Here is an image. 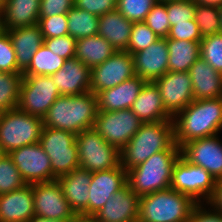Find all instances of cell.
<instances>
[{"mask_svg":"<svg viewBox=\"0 0 222 222\" xmlns=\"http://www.w3.org/2000/svg\"><path fill=\"white\" fill-rule=\"evenodd\" d=\"M172 120L174 141L179 147L194 139L221 134L222 98L193 100Z\"/></svg>","mask_w":222,"mask_h":222,"instance_id":"obj_1","label":"cell"},{"mask_svg":"<svg viewBox=\"0 0 222 222\" xmlns=\"http://www.w3.org/2000/svg\"><path fill=\"white\" fill-rule=\"evenodd\" d=\"M98 113L97 96L91 91L73 96H59L43 118L44 127L61 129L77 135L92 128Z\"/></svg>","mask_w":222,"mask_h":222,"instance_id":"obj_2","label":"cell"},{"mask_svg":"<svg viewBox=\"0 0 222 222\" xmlns=\"http://www.w3.org/2000/svg\"><path fill=\"white\" fill-rule=\"evenodd\" d=\"M173 120L143 123L120 150V165L127 171L163 150H174Z\"/></svg>","mask_w":222,"mask_h":222,"instance_id":"obj_3","label":"cell"},{"mask_svg":"<svg viewBox=\"0 0 222 222\" xmlns=\"http://www.w3.org/2000/svg\"><path fill=\"white\" fill-rule=\"evenodd\" d=\"M181 156L180 147L163 150L127 170V184L139 197L171 186L173 167Z\"/></svg>","mask_w":222,"mask_h":222,"instance_id":"obj_4","label":"cell"},{"mask_svg":"<svg viewBox=\"0 0 222 222\" xmlns=\"http://www.w3.org/2000/svg\"><path fill=\"white\" fill-rule=\"evenodd\" d=\"M197 203L171 187L139 198L138 222H187Z\"/></svg>","mask_w":222,"mask_h":222,"instance_id":"obj_5","label":"cell"},{"mask_svg":"<svg viewBox=\"0 0 222 222\" xmlns=\"http://www.w3.org/2000/svg\"><path fill=\"white\" fill-rule=\"evenodd\" d=\"M43 119L18 108L0 113V144L6 154L25 145L39 142Z\"/></svg>","mask_w":222,"mask_h":222,"instance_id":"obj_6","label":"cell"},{"mask_svg":"<svg viewBox=\"0 0 222 222\" xmlns=\"http://www.w3.org/2000/svg\"><path fill=\"white\" fill-rule=\"evenodd\" d=\"M39 144L50 158L52 181L79 167L76 135L72 132L43 127Z\"/></svg>","mask_w":222,"mask_h":222,"instance_id":"obj_7","label":"cell"},{"mask_svg":"<svg viewBox=\"0 0 222 222\" xmlns=\"http://www.w3.org/2000/svg\"><path fill=\"white\" fill-rule=\"evenodd\" d=\"M79 167L89 172L109 170L120 165V150L108 144L92 127L76 135Z\"/></svg>","mask_w":222,"mask_h":222,"instance_id":"obj_8","label":"cell"},{"mask_svg":"<svg viewBox=\"0 0 222 222\" xmlns=\"http://www.w3.org/2000/svg\"><path fill=\"white\" fill-rule=\"evenodd\" d=\"M215 178L203 167L186 161L182 156L173 167L171 188L190 196L196 203H208L214 194Z\"/></svg>","mask_w":222,"mask_h":222,"instance_id":"obj_9","label":"cell"},{"mask_svg":"<svg viewBox=\"0 0 222 222\" xmlns=\"http://www.w3.org/2000/svg\"><path fill=\"white\" fill-rule=\"evenodd\" d=\"M59 96L51 76L23 75L17 108L43 119Z\"/></svg>","mask_w":222,"mask_h":222,"instance_id":"obj_10","label":"cell"},{"mask_svg":"<svg viewBox=\"0 0 222 222\" xmlns=\"http://www.w3.org/2000/svg\"><path fill=\"white\" fill-rule=\"evenodd\" d=\"M142 124L131 109L98 111L94 128L108 144L121 150Z\"/></svg>","mask_w":222,"mask_h":222,"instance_id":"obj_11","label":"cell"},{"mask_svg":"<svg viewBox=\"0 0 222 222\" xmlns=\"http://www.w3.org/2000/svg\"><path fill=\"white\" fill-rule=\"evenodd\" d=\"M134 76L133 55L127 51H116L105 62L91 69L90 91L97 95Z\"/></svg>","mask_w":222,"mask_h":222,"instance_id":"obj_12","label":"cell"},{"mask_svg":"<svg viewBox=\"0 0 222 222\" xmlns=\"http://www.w3.org/2000/svg\"><path fill=\"white\" fill-rule=\"evenodd\" d=\"M32 187L35 216L73 222L76 214L65 199L57 180L33 183Z\"/></svg>","mask_w":222,"mask_h":222,"instance_id":"obj_13","label":"cell"},{"mask_svg":"<svg viewBox=\"0 0 222 222\" xmlns=\"http://www.w3.org/2000/svg\"><path fill=\"white\" fill-rule=\"evenodd\" d=\"M8 154L26 184L52 181L51 161L39 142L25 145Z\"/></svg>","mask_w":222,"mask_h":222,"instance_id":"obj_14","label":"cell"},{"mask_svg":"<svg viewBox=\"0 0 222 222\" xmlns=\"http://www.w3.org/2000/svg\"><path fill=\"white\" fill-rule=\"evenodd\" d=\"M222 139L218 134L194 139L180 147L181 156L193 165L203 167L215 180L222 179Z\"/></svg>","mask_w":222,"mask_h":222,"instance_id":"obj_15","label":"cell"},{"mask_svg":"<svg viewBox=\"0 0 222 222\" xmlns=\"http://www.w3.org/2000/svg\"><path fill=\"white\" fill-rule=\"evenodd\" d=\"M160 91L165 109L174 116L193 100L194 93L189 72H166L154 81Z\"/></svg>","mask_w":222,"mask_h":222,"instance_id":"obj_16","label":"cell"},{"mask_svg":"<svg viewBox=\"0 0 222 222\" xmlns=\"http://www.w3.org/2000/svg\"><path fill=\"white\" fill-rule=\"evenodd\" d=\"M127 184V171L119 165L113 169L92 172L89 186L88 216L99 211L112 195Z\"/></svg>","mask_w":222,"mask_h":222,"instance_id":"obj_17","label":"cell"},{"mask_svg":"<svg viewBox=\"0 0 222 222\" xmlns=\"http://www.w3.org/2000/svg\"><path fill=\"white\" fill-rule=\"evenodd\" d=\"M134 72L146 82H154L168 72L169 50L166 38L133 54Z\"/></svg>","mask_w":222,"mask_h":222,"instance_id":"obj_18","label":"cell"},{"mask_svg":"<svg viewBox=\"0 0 222 222\" xmlns=\"http://www.w3.org/2000/svg\"><path fill=\"white\" fill-rule=\"evenodd\" d=\"M139 198L126 184L93 216L100 222H138Z\"/></svg>","mask_w":222,"mask_h":222,"instance_id":"obj_19","label":"cell"},{"mask_svg":"<svg viewBox=\"0 0 222 222\" xmlns=\"http://www.w3.org/2000/svg\"><path fill=\"white\" fill-rule=\"evenodd\" d=\"M92 172L81 167L56 179L63 195L76 215L88 216L89 186Z\"/></svg>","mask_w":222,"mask_h":222,"instance_id":"obj_20","label":"cell"},{"mask_svg":"<svg viewBox=\"0 0 222 222\" xmlns=\"http://www.w3.org/2000/svg\"><path fill=\"white\" fill-rule=\"evenodd\" d=\"M50 76L61 95L73 96L90 91L91 69L79 59L66 60L62 68Z\"/></svg>","mask_w":222,"mask_h":222,"instance_id":"obj_21","label":"cell"},{"mask_svg":"<svg viewBox=\"0 0 222 222\" xmlns=\"http://www.w3.org/2000/svg\"><path fill=\"white\" fill-rule=\"evenodd\" d=\"M34 215L32 184L0 195V222H28Z\"/></svg>","mask_w":222,"mask_h":222,"instance_id":"obj_22","label":"cell"},{"mask_svg":"<svg viewBox=\"0 0 222 222\" xmlns=\"http://www.w3.org/2000/svg\"><path fill=\"white\" fill-rule=\"evenodd\" d=\"M146 81L134 76L119 85L99 92L98 111H118L130 109Z\"/></svg>","mask_w":222,"mask_h":222,"instance_id":"obj_23","label":"cell"},{"mask_svg":"<svg viewBox=\"0 0 222 222\" xmlns=\"http://www.w3.org/2000/svg\"><path fill=\"white\" fill-rule=\"evenodd\" d=\"M11 39L16 54L17 69L23 73L29 66L33 55L44 44L39 24L13 30H5Z\"/></svg>","mask_w":222,"mask_h":222,"instance_id":"obj_24","label":"cell"},{"mask_svg":"<svg viewBox=\"0 0 222 222\" xmlns=\"http://www.w3.org/2000/svg\"><path fill=\"white\" fill-rule=\"evenodd\" d=\"M194 100L222 98V73L199 57L189 69Z\"/></svg>","mask_w":222,"mask_h":222,"instance_id":"obj_25","label":"cell"},{"mask_svg":"<svg viewBox=\"0 0 222 222\" xmlns=\"http://www.w3.org/2000/svg\"><path fill=\"white\" fill-rule=\"evenodd\" d=\"M143 123L172 120L165 109L160 91L154 82H146L136 100L130 107Z\"/></svg>","mask_w":222,"mask_h":222,"instance_id":"obj_26","label":"cell"},{"mask_svg":"<svg viewBox=\"0 0 222 222\" xmlns=\"http://www.w3.org/2000/svg\"><path fill=\"white\" fill-rule=\"evenodd\" d=\"M132 27L133 22L115 9L99 17L98 35L107 40L115 51H126Z\"/></svg>","mask_w":222,"mask_h":222,"instance_id":"obj_27","label":"cell"},{"mask_svg":"<svg viewBox=\"0 0 222 222\" xmlns=\"http://www.w3.org/2000/svg\"><path fill=\"white\" fill-rule=\"evenodd\" d=\"M41 0H6L1 13L5 30L27 27L39 22Z\"/></svg>","mask_w":222,"mask_h":222,"instance_id":"obj_28","label":"cell"},{"mask_svg":"<svg viewBox=\"0 0 222 222\" xmlns=\"http://www.w3.org/2000/svg\"><path fill=\"white\" fill-rule=\"evenodd\" d=\"M115 52L111 44L99 35L76 40L75 58L90 69L105 62Z\"/></svg>","mask_w":222,"mask_h":222,"instance_id":"obj_29","label":"cell"},{"mask_svg":"<svg viewBox=\"0 0 222 222\" xmlns=\"http://www.w3.org/2000/svg\"><path fill=\"white\" fill-rule=\"evenodd\" d=\"M169 50L168 71L189 72L200 57V42L166 38Z\"/></svg>","mask_w":222,"mask_h":222,"instance_id":"obj_30","label":"cell"},{"mask_svg":"<svg viewBox=\"0 0 222 222\" xmlns=\"http://www.w3.org/2000/svg\"><path fill=\"white\" fill-rule=\"evenodd\" d=\"M68 34L76 40L98 35L99 17L73 7L67 13Z\"/></svg>","mask_w":222,"mask_h":222,"instance_id":"obj_31","label":"cell"},{"mask_svg":"<svg viewBox=\"0 0 222 222\" xmlns=\"http://www.w3.org/2000/svg\"><path fill=\"white\" fill-rule=\"evenodd\" d=\"M65 61L43 44L33 55L28 68L22 74L50 76L61 69Z\"/></svg>","mask_w":222,"mask_h":222,"instance_id":"obj_32","label":"cell"},{"mask_svg":"<svg viewBox=\"0 0 222 222\" xmlns=\"http://www.w3.org/2000/svg\"><path fill=\"white\" fill-rule=\"evenodd\" d=\"M22 73L0 72V113L17 108Z\"/></svg>","mask_w":222,"mask_h":222,"instance_id":"obj_33","label":"cell"},{"mask_svg":"<svg viewBox=\"0 0 222 222\" xmlns=\"http://www.w3.org/2000/svg\"><path fill=\"white\" fill-rule=\"evenodd\" d=\"M194 20L198 25L202 38L222 32L219 7L206 6L196 3Z\"/></svg>","mask_w":222,"mask_h":222,"instance_id":"obj_34","label":"cell"},{"mask_svg":"<svg viewBox=\"0 0 222 222\" xmlns=\"http://www.w3.org/2000/svg\"><path fill=\"white\" fill-rule=\"evenodd\" d=\"M26 185L9 154L0 159V195L12 192Z\"/></svg>","mask_w":222,"mask_h":222,"instance_id":"obj_35","label":"cell"},{"mask_svg":"<svg viewBox=\"0 0 222 222\" xmlns=\"http://www.w3.org/2000/svg\"><path fill=\"white\" fill-rule=\"evenodd\" d=\"M200 57L215 71L222 73V32L202 38Z\"/></svg>","mask_w":222,"mask_h":222,"instance_id":"obj_36","label":"cell"},{"mask_svg":"<svg viewBox=\"0 0 222 222\" xmlns=\"http://www.w3.org/2000/svg\"><path fill=\"white\" fill-rule=\"evenodd\" d=\"M116 10L132 22H144L157 0H116Z\"/></svg>","mask_w":222,"mask_h":222,"instance_id":"obj_37","label":"cell"},{"mask_svg":"<svg viewBox=\"0 0 222 222\" xmlns=\"http://www.w3.org/2000/svg\"><path fill=\"white\" fill-rule=\"evenodd\" d=\"M158 39L159 37L144 22H133L130 41L126 51L133 55L146 49Z\"/></svg>","mask_w":222,"mask_h":222,"instance_id":"obj_38","label":"cell"},{"mask_svg":"<svg viewBox=\"0 0 222 222\" xmlns=\"http://www.w3.org/2000/svg\"><path fill=\"white\" fill-rule=\"evenodd\" d=\"M144 23L159 38H167L170 29V21L166 10V2L158 1L146 16Z\"/></svg>","mask_w":222,"mask_h":222,"instance_id":"obj_39","label":"cell"},{"mask_svg":"<svg viewBox=\"0 0 222 222\" xmlns=\"http://www.w3.org/2000/svg\"><path fill=\"white\" fill-rule=\"evenodd\" d=\"M166 10L170 26L194 19L196 2L194 0L166 1Z\"/></svg>","mask_w":222,"mask_h":222,"instance_id":"obj_40","label":"cell"},{"mask_svg":"<svg viewBox=\"0 0 222 222\" xmlns=\"http://www.w3.org/2000/svg\"><path fill=\"white\" fill-rule=\"evenodd\" d=\"M38 24L44 39L68 35L67 14L39 18Z\"/></svg>","mask_w":222,"mask_h":222,"instance_id":"obj_41","label":"cell"},{"mask_svg":"<svg viewBox=\"0 0 222 222\" xmlns=\"http://www.w3.org/2000/svg\"><path fill=\"white\" fill-rule=\"evenodd\" d=\"M0 72L21 73L17 69L15 50L6 31L0 35Z\"/></svg>","mask_w":222,"mask_h":222,"instance_id":"obj_42","label":"cell"},{"mask_svg":"<svg viewBox=\"0 0 222 222\" xmlns=\"http://www.w3.org/2000/svg\"><path fill=\"white\" fill-rule=\"evenodd\" d=\"M45 46L65 60L75 58L76 39L69 34L61 37L44 39Z\"/></svg>","mask_w":222,"mask_h":222,"instance_id":"obj_43","label":"cell"},{"mask_svg":"<svg viewBox=\"0 0 222 222\" xmlns=\"http://www.w3.org/2000/svg\"><path fill=\"white\" fill-rule=\"evenodd\" d=\"M167 38L174 40H188L191 42H200L202 40L198 25L194 19L170 26Z\"/></svg>","mask_w":222,"mask_h":222,"instance_id":"obj_44","label":"cell"},{"mask_svg":"<svg viewBox=\"0 0 222 222\" xmlns=\"http://www.w3.org/2000/svg\"><path fill=\"white\" fill-rule=\"evenodd\" d=\"M116 0H74V7L98 17L116 9Z\"/></svg>","mask_w":222,"mask_h":222,"instance_id":"obj_45","label":"cell"},{"mask_svg":"<svg viewBox=\"0 0 222 222\" xmlns=\"http://www.w3.org/2000/svg\"><path fill=\"white\" fill-rule=\"evenodd\" d=\"M74 7V0H41L39 18L67 14Z\"/></svg>","mask_w":222,"mask_h":222,"instance_id":"obj_46","label":"cell"},{"mask_svg":"<svg viewBox=\"0 0 222 222\" xmlns=\"http://www.w3.org/2000/svg\"><path fill=\"white\" fill-rule=\"evenodd\" d=\"M187 222H222V213L208 203H197Z\"/></svg>","mask_w":222,"mask_h":222,"instance_id":"obj_47","label":"cell"},{"mask_svg":"<svg viewBox=\"0 0 222 222\" xmlns=\"http://www.w3.org/2000/svg\"><path fill=\"white\" fill-rule=\"evenodd\" d=\"M208 204L222 213V179L216 181L214 194Z\"/></svg>","mask_w":222,"mask_h":222,"instance_id":"obj_48","label":"cell"},{"mask_svg":"<svg viewBox=\"0 0 222 222\" xmlns=\"http://www.w3.org/2000/svg\"><path fill=\"white\" fill-rule=\"evenodd\" d=\"M197 4L220 7L222 0H194Z\"/></svg>","mask_w":222,"mask_h":222,"instance_id":"obj_49","label":"cell"},{"mask_svg":"<svg viewBox=\"0 0 222 222\" xmlns=\"http://www.w3.org/2000/svg\"><path fill=\"white\" fill-rule=\"evenodd\" d=\"M73 222H100L94 216L76 215Z\"/></svg>","mask_w":222,"mask_h":222,"instance_id":"obj_50","label":"cell"},{"mask_svg":"<svg viewBox=\"0 0 222 222\" xmlns=\"http://www.w3.org/2000/svg\"><path fill=\"white\" fill-rule=\"evenodd\" d=\"M28 222H67L59 219H48L45 217L33 216Z\"/></svg>","mask_w":222,"mask_h":222,"instance_id":"obj_51","label":"cell"},{"mask_svg":"<svg viewBox=\"0 0 222 222\" xmlns=\"http://www.w3.org/2000/svg\"><path fill=\"white\" fill-rule=\"evenodd\" d=\"M5 32V29H4V26H3V17H2V15L0 14V35L2 34V33H4Z\"/></svg>","mask_w":222,"mask_h":222,"instance_id":"obj_52","label":"cell"},{"mask_svg":"<svg viewBox=\"0 0 222 222\" xmlns=\"http://www.w3.org/2000/svg\"><path fill=\"white\" fill-rule=\"evenodd\" d=\"M5 2H6V0H0V14L2 13V11L4 9Z\"/></svg>","mask_w":222,"mask_h":222,"instance_id":"obj_53","label":"cell"},{"mask_svg":"<svg viewBox=\"0 0 222 222\" xmlns=\"http://www.w3.org/2000/svg\"><path fill=\"white\" fill-rule=\"evenodd\" d=\"M6 154V152L4 151L3 147L0 144V159Z\"/></svg>","mask_w":222,"mask_h":222,"instance_id":"obj_54","label":"cell"},{"mask_svg":"<svg viewBox=\"0 0 222 222\" xmlns=\"http://www.w3.org/2000/svg\"><path fill=\"white\" fill-rule=\"evenodd\" d=\"M219 10H220L221 23H222V5L219 7Z\"/></svg>","mask_w":222,"mask_h":222,"instance_id":"obj_55","label":"cell"},{"mask_svg":"<svg viewBox=\"0 0 222 222\" xmlns=\"http://www.w3.org/2000/svg\"><path fill=\"white\" fill-rule=\"evenodd\" d=\"M157 1L166 2V1H175V0H157Z\"/></svg>","mask_w":222,"mask_h":222,"instance_id":"obj_56","label":"cell"}]
</instances>
